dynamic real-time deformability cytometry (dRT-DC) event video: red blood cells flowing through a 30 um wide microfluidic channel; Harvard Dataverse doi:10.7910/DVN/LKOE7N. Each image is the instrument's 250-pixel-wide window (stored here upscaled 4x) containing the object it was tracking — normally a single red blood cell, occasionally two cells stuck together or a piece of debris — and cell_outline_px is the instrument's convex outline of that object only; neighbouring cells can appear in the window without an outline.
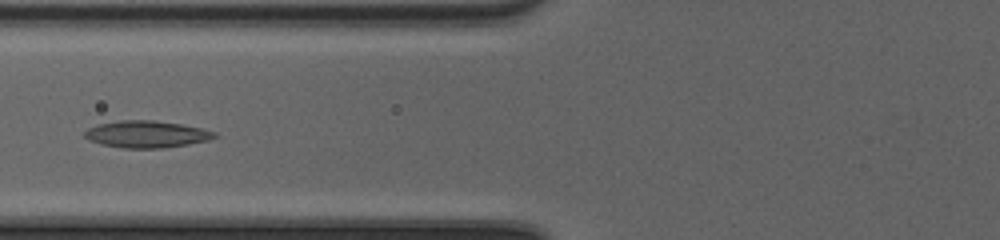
{"species": "common noctule bat (a hibernating species)", "species_latin": "Nyctalus noctula", "temperature_condition": "cold", "stored_images_in_passage": 46, "camera_frame_rate_fps": 3000, "um_per_image_px": 0.085, "animal": {"sex": "female", "body_mass_g": 20.0, "forearm_length_mm": 54.0}, "frame": {"image": 1, "passage_image": 18, "time_ms": 5.667, "image_size_px": [1000, 240], "cell_outline_px": [[216, 136], [208, 140], [188, 144], [164, 148], [124, 148], [104, 144], [92, 140], [84, 136], [84, 132], [88, 128], [100, 124], [120, 120], [156, 120], [180, 124], [200, 128], [216, 132]], "centroid_in_image_um": [12.48, 11.4], "position_along_channel_um": 113.3, "area_um2": 20.06}}
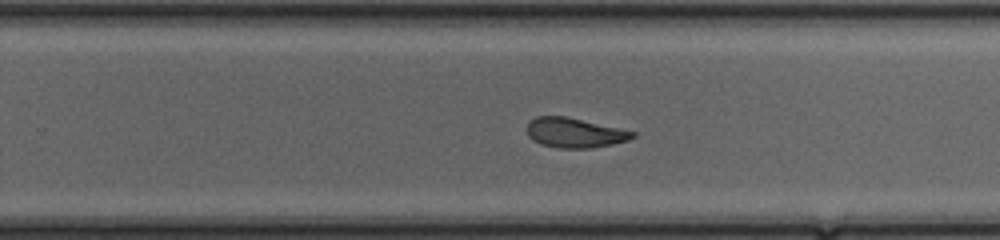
{"frame": {"image": 2, "passage_image": 30, "time_ms": 9.667, "image_size_px": [1000, 240], "cell_outline_px": [[636, 136], [628, 140], [612, 144], [588, 148], [556, 148], [540, 144], [532, 140], [528, 136], [528, 120], [536, 116], [564, 116], [636, 132]], "centroid_in_image_um": [48.8, 11.29], "position_along_channel_um": 281.0, "area_um2": 18.21}}
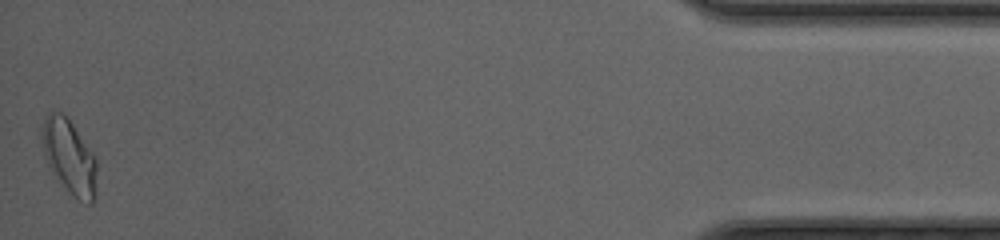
{"frame": {"image": 3, "passage_image": 46, "time_ms": 15.0, "image_size_px": [1000, 240], "cell_outline_px": [[96, 196], [92, 204], [88, 204], [80, 200], [64, 184], [44, 156], [44, 120], [48, 112], [60, 112], [72, 124], [92, 152], [96, 160]], "centroid_in_image_um": [5.96, 13.33], "position_along_channel_um": 429.2, "area_um2": 22.37}, "authors_computed_cell_mechanics": {"area_um2": 19.8543, "velocity_mm_per_s": 4.1925, "shape_relaxation_time_tau1_ms": 10.0954, "shape_relaxation_time_tau2_ms": 2.5965, "deformation_change_tau1": 0.2207, "deformation_change_tau2": 0.1056}}